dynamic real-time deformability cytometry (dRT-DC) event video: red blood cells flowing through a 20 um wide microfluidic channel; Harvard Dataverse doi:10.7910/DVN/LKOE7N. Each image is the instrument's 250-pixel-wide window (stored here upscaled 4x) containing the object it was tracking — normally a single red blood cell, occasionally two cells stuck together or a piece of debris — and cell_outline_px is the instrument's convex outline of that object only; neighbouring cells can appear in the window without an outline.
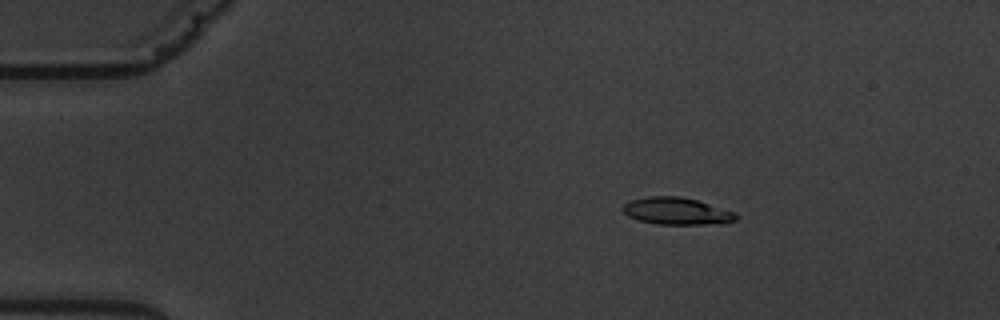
{"species": "common noctule bat (a hibernating species)", "species_latin": "Nyctalus noctula", "temperature_condition": "warm", "stored_images_in_passage": 7, "camera_frame_rate_fps": 3000, "um_per_image_px": 0.085, "animal": {"sex": "male", "body_mass_g": 19.5, "forearm_length_mm": 54.6}, "frame": {"image": 1, "passage_image": 2, "time_ms": 1.333, "image_size_px": [1000, 320], "cell_outline_px": [[736, 220], [724, 224], [656, 224], [640, 220], [628, 216], [620, 208], [624, 204], [632, 200], [648, 196], [680, 196], [696, 200], [736, 212]], "centroid_in_image_um": [57.53, 17.95], "position_along_channel_um": 27.5, "area_um2": 17.86}}
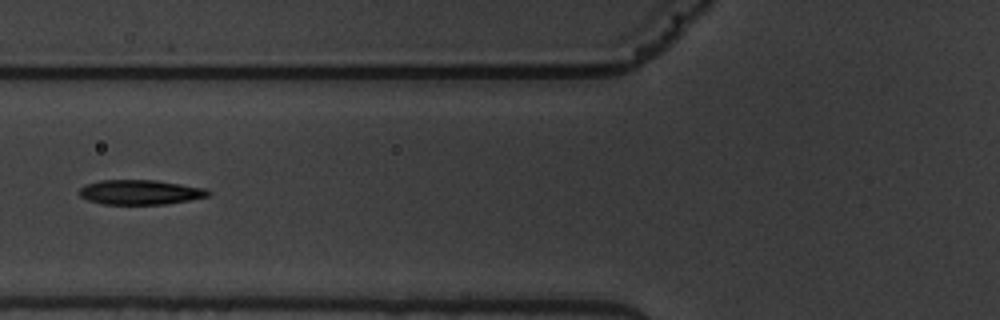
{"frame": {"image": 2, "passage_image": 5, "time_ms": 5.667, "image_size_px": [1000, 320], "cell_outline_px": [[212, 192], [208, 196], [188, 200], [164, 204], [104, 204], [88, 200], [80, 196], [80, 188], [84, 184], [100, 180], [156, 180], [208, 188]], "centroid_in_image_um": [11.94, 16.32], "position_along_channel_um": 113.9, "area_um2": 18.61}}
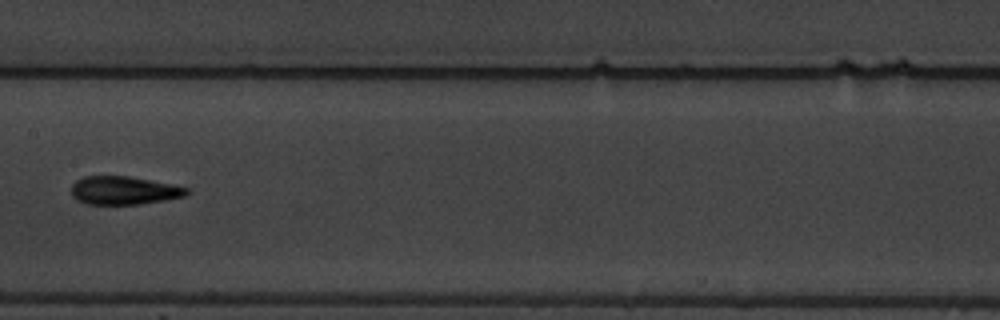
{"frame": {"image": 3, "passage_image": 7, "time_ms": 8.0, "image_size_px": [1000, 320], "cell_outline_px": [[192, 192], [184, 196], [164, 200], [136, 204], [88, 204], [76, 200], [72, 196], [72, 184], [76, 180], [84, 176], [128, 176], [172, 184], [192, 188]], "centroid_in_image_um": [10.56, 16.18], "position_along_channel_um": 196.8, "area_um2": 19.07}}